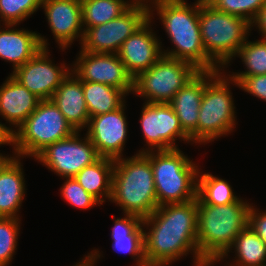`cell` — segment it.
I'll return each instance as SVG.
<instances>
[{"mask_svg": "<svg viewBox=\"0 0 266 266\" xmlns=\"http://www.w3.org/2000/svg\"><path fill=\"white\" fill-rule=\"evenodd\" d=\"M41 100L18 82L11 74L0 86V115L12 127H18L37 108Z\"/></svg>", "mask_w": 266, "mask_h": 266, "instance_id": "d6986e66", "label": "cell"}, {"mask_svg": "<svg viewBox=\"0 0 266 266\" xmlns=\"http://www.w3.org/2000/svg\"><path fill=\"white\" fill-rule=\"evenodd\" d=\"M79 132L76 131L72 136L48 145L35 159L61 178L74 177L84 167L101 158L87 134L83 139L80 138Z\"/></svg>", "mask_w": 266, "mask_h": 266, "instance_id": "8fae6325", "label": "cell"}, {"mask_svg": "<svg viewBox=\"0 0 266 266\" xmlns=\"http://www.w3.org/2000/svg\"><path fill=\"white\" fill-rule=\"evenodd\" d=\"M10 145V128L0 122V146Z\"/></svg>", "mask_w": 266, "mask_h": 266, "instance_id": "74e56055", "label": "cell"}, {"mask_svg": "<svg viewBox=\"0 0 266 266\" xmlns=\"http://www.w3.org/2000/svg\"><path fill=\"white\" fill-rule=\"evenodd\" d=\"M76 131L88 126L90 116L84 98L83 81L73 71L63 79L51 99Z\"/></svg>", "mask_w": 266, "mask_h": 266, "instance_id": "ffe728a7", "label": "cell"}, {"mask_svg": "<svg viewBox=\"0 0 266 266\" xmlns=\"http://www.w3.org/2000/svg\"><path fill=\"white\" fill-rule=\"evenodd\" d=\"M230 80V81H229ZM232 79L219 71H205V88L199 109L197 143L207 144L231 133L236 123Z\"/></svg>", "mask_w": 266, "mask_h": 266, "instance_id": "ba28073f", "label": "cell"}, {"mask_svg": "<svg viewBox=\"0 0 266 266\" xmlns=\"http://www.w3.org/2000/svg\"><path fill=\"white\" fill-rule=\"evenodd\" d=\"M111 202L142 219L158 207L150 159L144 153L115 159Z\"/></svg>", "mask_w": 266, "mask_h": 266, "instance_id": "277c9868", "label": "cell"}, {"mask_svg": "<svg viewBox=\"0 0 266 266\" xmlns=\"http://www.w3.org/2000/svg\"><path fill=\"white\" fill-rule=\"evenodd\" d=\"M250 207L241 198L227 205H197V245L206 264H216L248 226Z\"/></svg>", "mask_w": 266, "mask_h": 266, "instance_id": "3957f363", "label": "cell"}, {"mask_svg": "<svg viewBox=\"0 0 266 266\" xmlns=\"http://www.w3.org/2000/svg\"><path fill=\"white\" fill-rule=\"evenodd\" d=\"M83 91L90 117L115 111L126 103L127 94L107 84L83 81Z\"/></svg>", "mask_w": 266, "mask_h": 266, "instance_id": "484cf974", "label": "cell"}, {"mask_svg": "<svg viewBox=\"0 0 266 266\" xmlns=\"http://www.w3.org/2000/svg\"><path fill=\"white\" fill-rule=\"evenodd\" d=\"M114 163V159L101 157L74 176L77 182L101 204L106 202V198L109 201L111 198Z\"/></svg>", "mask_w": 266, "mask_h": 266, "instance_id": "cb8c5ba5", "label": "cell"}, {"mask_svg": "<svg viewBox=\"0 0 266 266\" xmlns=\"http://www.w3.org/2000/svg\"><path fill=\"white\" fill-rule=\"evenodd\" d=\"M144 104L140 124L148 148L139 150L138 153L155 151L156 149H176L175 141L178 140L176 138L184 142H191L189 135L182 129L179 118L169 103L145 102Z\"/></svg>", "mask_w": 266, "mask_h": 266, "instance_id": "7c38bea8", "label": "cell"}, {"mask_svg": "<svg viewBox=\"0 0 266 266\" xmlns=\"http://www.w3.org/2000/svg\"><path fill=\"white\" fill-rule=\"evenodd\" d=\"M199 72L187 61L163 55L134 79L133 93L144 97L146 103H170L174 95Z\"/></svg>", "mask_w": 266, "mask_h": 266, "instance_id": "9c48e42d", "label": "cell"}, {"mask_svg": "<svg viewBox=\"0 0 266 266\" xmlns=\"http://www.w3.org/2000/svg\"><path fill=\"white\" fill-rule=\"evenodd\" d=\"M247 68L245 71L234 73L229 76H255L266 74V39L257 41L245 40L236 54Z\"/></svg>", "mask_w": 266, "mask_h": 266, "instance_id": "f1b7e54d", "label": "cell"}, {"mask_svg": "<svg viewBox=\"0 0 266 266\" xmlns=\"http://www.w3.org/2000/svg\"><path fill=\"white\" fill-rule=\"evenodd\" d=\"M258 28L263 39H266V3L262 6L255 19L251 23L252 27Z\"/></svg>", "mask_w": 266, "mask_h": 266, "instance_id": "d590c367", "label": "cell"}, {"mask_svg": "<svg viewBox=\"0 0 266 266\" xmlns=\"http://www.w3.org/2000/svg\"><path fill=\"white\" fill-rule=\"evenodd\" d=\"M200 175V176H199ZM239 199L225 179L210 173L198 172L197 205H227Z\"/></svg>", "mask_w": 266, "mask_h": 266, "instance_id": "83f0119b", "label": "cell"}, {"mask_svg": "<svg viewBox=\"0 0 266 266\" xmlns=\"http://www.w3.org/2000/svg\"><path fill=\"white\" fill-rule=\"evenodd\" d=\"M136 0H81L83 30L112 21L126 12Z\"/></svg>", "mask_w": 266, "mask_h": 266, "instance_id": "4316f807", "label": "cell"}, {"mask_svg": "<svg viewBox=\"0 0 266 266\" xmlns=\"http://www.w3.org/2000/svg\"><path fill=\"white\" fill-rule=\"evenodd\" d=\"M71 71L81 80L102 83L133 94L134 79L117 54L80 50Z\"/></svg>", "mask_w": 266, "mask_h": 266, "instance_id": "4fadbf2b", "label": "cell"}, {"mask_svg": "<svg viewBox=\"0 0 266 266\" xmlns=\"http://www.w3.org/2000/svg\"><path fill=\"white\" fill-rule=\"evenodd\" d=\"M144 255L147 266H167L186 254H193L195 266L206 264L197 245V199L158 206L142 219ZM147 231V232H146Z\"/></svg>", "mask_w": 266, "mask_h": 266, "instance_id": "6da1fadb", "label": "cell"}, {"mask_svg": "<svg viewBox=\"0 0 266 266\" xmlns=\"http://www.w3.org/2000/svg\"><path fill=\"white\" fill-rule=\"evenodd\" d=\"M4 26L0 27V58L13 64V72L40 49L49 48L47 39L35 31L14 29V24Z\"/></svg>", "mask_w": 266, "mask_h": 266, "instance_id": "ac0fdd59", "label": "cell"}, {"mask_svg": "<svg viewBox=\"0 0 266 266\" xmlns=\"http://www.w3.org/2000/svg\"><path fill=\"white\" fill-rule=\"evenodd\" d=\"M199 25L206 55L221 70L236 57L251 33L247 20L218 11L209 3L199 2Z\"/></svg>", "mask_w": 266, "mask_h": 266, "instance_id": "8992f818", "label": "cell"}, {"mask_svg": "<svg viewBox=\"0 0 266 266\" xmlns=\"http://www.w3.org/2000/svg\"><path fill=\"white\" fill-rule=\"evenodd\" d=\"M151 22L149 19L141 28L130 35L117 52L133 79L141 72L148 70L163 56L162 42L155 32H152Z\"/></svg>", "mask_w": 266, "mask_h": 266, "instance_id": "2e32d148", "label": "cell"}, {"mask_svg": "<svg viewBox=\"0 0 266 266\" xmlns=\"http://www.w3.org/2000/svg\"><path fill=\"white\" fill-rule=\"evenodd\" d=\"M205 88V71H200L169 103L178 116L182 129L197 144V125L202 95Z\"/></svg>", "mask_w": 266, "mask_h": 266, "instance_id": "44dd1931", "label": "cell"}, {"mask_svg": "<svg viewBox=\"0 0 266 266\" xmlns=\"http://www.w3.org/2000/svg\"><path fill=\"white\" fill-rule=\"evenodd\" d=\"M143 153L151 162L158 206L197 199L200 170L179 148Z\"/></svg>", "mask_w": 266, "mask_h": 266, "instance_id": "5b68a950", "label": "cell"}, {"mask_svg": "<svg viewBox=\"0 0 266 266\" xmlns=\"http://www.w3.org/2000/svg\"><path fill=\"white\" fill-rule=\"evenodd\" d=\"M43 0H0V18L3 25H18L38 11Z\"/></svg>", "mask_w": 266, "mask_h": 266, "instance_id": "f546056e", "label": "cell"}, {"mask_svg": "<svg viewBox=\"0 0 266 266\" xmlns=\"http://www.w3.org/2000/svg\"><path fill=\"white\" fill-rule=\"evenodd\" d=\"M235 86L266 101V74L255 76H229Z\"/></svg>", "mask_w": 266, "mask_h": 266, "instance_id": "836d02e7", "label": "cell"}, {"mask_svg": "<svg viewBox=\"0 0 266 266\" xmlns=\"http://www.w3.org/2000/svg\"><path fill=\"white\" fill-rule=\"evenodd\" d=\"M149 6L147 0H136L120 17L86 28L81 49L91 53L117 54L123 42L150 19Z\"/></svg>", "mask_w": 266, "mask_h": 266, "instance_id": "30bf717a", "label": "cell"}, {"mask_svg": "<svg viewBox=\"0 0 266 266\" xmlns=\"http://www.w3.org/2000/svg\"><path fill=\"white\" fill-rule=\"evenodd\" d=\"M97 250L98 249L92 250L83 260H80L79 263L75 264V266H94L95 262L97 263V259L101 256V253H99L100 251Z\"/></svg>", "mask_w": 266, "mask_h": 266, "instance_id": "8d00e7d4", "label": "cell"}, {"mask_svg": "<svg viewBox=\"0 0 266 266\" xmlns=\"http://www.w3.org/2000/svg\"><path fill=\"white\" fill-rule=\"evenodd\" d=\"M20 161V157L14 155L0 171V217H20L17 212L26 193L23 165Z\"/></svg>", "mask_w": 266, "mask_h": 266, "instance_id": "7402d4cb", "label": "cell"}, {"mask_svg": "<svg viewBox=\"0 0 266 266\" xmlns=\"http://www.w3.org/2000/svg\"><path fill=\"white\" fill-rule=\"evenodd\" d=\"M124 109L125 104L115 111L90 117L86 134L101 157L115 160L123 156L128 133Z\"/></svg>", "mask_w": 266, "mask_h": 266, "instance_id": "9a60e30c", "label": "cell"}, {"mask_svg": "<svg viewBox=\"0 0 266 266\" xmlns=\"http://www.w3.org/2000/svg\"><path fill=\"white\" fill-rule=\"evenodd\" d=\"M124 218L114 219L112 228V248L119 253H129L136 257L137 266H147L144 255V227L142 218L134 214H126Z\"/></svg>", "mask_w": 266, "mask_h": 266, "instance_id": "603a6c76", "label": "cell"}, {"mask_svg": "<svg viewBox=\"0 0 266 266\" xmlns=\"http://www.w3.org/2000/svg\"><path fill=\"white\" fill-rule=\"evenodd\" d=\"M231 250H235L237 257L234 258L237 259L230 266H266V244L249 226L239 233L230 249L217 262L227 258Z\"/></svg>", "mask_w": 266, "mask_h": 266, "instance_id": "d4e9b609", "label": "cell"}, {"mask_svg": "<svg viewBox=\"0 0 266 266\" xmlns=\"http://www.w3.org/2000/svg\"><path fill=\"white\" fill-rule=\"evenodd\" d=\"M250 207L248 214V226L264 241L266 244V210L261 212L258 209ZM259 212V213H258Z\"/></svg>", "mask_w": 266, "mask_h": 266, "instance_id": "e575fe53", "label": "cell"}, {"mask_svg": "<svg viewBox=\"0 0 266 266\" xmlns=\"http://www.w3.org/2000/svg\"><path fill=\"white\" fill-rule=\"evenodd\" d=\"M66 182L60 189L61 195L69 205L79 209H90L101 203L89 194L74 177L65 178Z\"/></svg>", "mask_w": 266, "mask_h": 266, "instance_id": "d6a6232c", "label": "cell"}, {"mask_svg": "<svg viewBox=\"0 0 266 266\" xmlns=\"http://www.w3.org/2000/svg\"><path fill=\"white\" fill-rule=\"evenodd\" d=\"M20 219L0 217V266L12 262L20 231Z\"/></svg>", "mask_w": 266, "mask_h": 266, "instance_id": "4dcf8cb0", "label": "cell"}, {"mask_svg": "<svg viewBox=\"0 0 266 266\" xmlns=\"http://www.w3.org/2000/svg\"><path fill=\"white\" fill-rule=\"evenodd\" d=\"M41 8L59 48L64 51L78 38L81 43L84 35L81 0H43Z\"/></svg>", "mask_w": 266, "mask_h": 266, "instance_id": "e0dca14e", "label": "cell"}, {"mask_svg": "<svg viewBox=\"0 0 266 266\" xmlns=\"http://www.w3.org/2000/svg\"><path fill=\"white\" fill-rule=\"evenodd\" d=\"M196 1H198L200 3H209L211 0H196Z\"/></svg>", "mask_w": 266, "mask_h": 266, "instance_id": "ab89813d", "label": "cell"}, {"mask_svg": "<svg viewBox=\"0 0 266 266\" xmlns=\"http://www.w3.org/2000/svg\"><path fill=\"white\" fill-rule=\"evenodd\" d=\"M152 20L153 11L163 23L175 49L163 50V55L193 64L200 71L221 70L203 47L199 25V2L189 5L185 0H147ZM155 8V9H152Z\"/></svg>", "mask_w": 266, "mask_h": 266, "instance_id": "7a4b0ae2", "label": "cell"}, {"mask_svg": "<svg viewBox=\"0 0 266 266\" xmlns=\"http://www.w3.org/2000/svg\"><path fill=\"white\" fill-rule=\"evenodd\" d=\"M49 49H40L11 75L41 101L51 100L63 79L70 73L66 64L56 66L49 58Z\"/></svg>", "mask_w": 266, "mask_h": 266, "instance_id": "5bb4252c", "label": "cell"}, {"mask_svg": "<svg viewBox=\"0 0 266 266\" xmlns=\"http://www.w3.org/2000/svg\"><path fill=\"white\" fill-rule=\"evenodd\" d=\"M76 130L52 100L40 101L30 116L10 135L18 157H36L48 145L72 136Z\"/></svg>", "mask_w": 266, "mask_h": 266, "instance_id": "52a82bcc", "label": "cell"}, {"mask_svg": "<svg viewBox=\"0 0 266 266\" xmlns=\"http://www.w3.org/2000/svg\"><path fill=\"white\" fill-rule=\"evenodd\" d=\"M266 3V0H211L209 2L216 10L239 16L250 24Z\"/></svg>", "mask_w": 266, "mask_h": 266, "instance_id": "1f68e13d", "label": "cell"}, {"mask_svg": "<svg viewBox=\"0 0 266 266\" xmlns=\"http://www.w3.org/2000/svg\"><path fill=\"white\" fill-rule=\"evenodd\" d=\"M13 157H9V155L7 156H3L1 153H0V171L3 169V167L12 159Z\"/></svg>", "mask_w": 266, "mask_h": 266, "instance_id": "f35d334b", "label": "cell"}]
</instances>
